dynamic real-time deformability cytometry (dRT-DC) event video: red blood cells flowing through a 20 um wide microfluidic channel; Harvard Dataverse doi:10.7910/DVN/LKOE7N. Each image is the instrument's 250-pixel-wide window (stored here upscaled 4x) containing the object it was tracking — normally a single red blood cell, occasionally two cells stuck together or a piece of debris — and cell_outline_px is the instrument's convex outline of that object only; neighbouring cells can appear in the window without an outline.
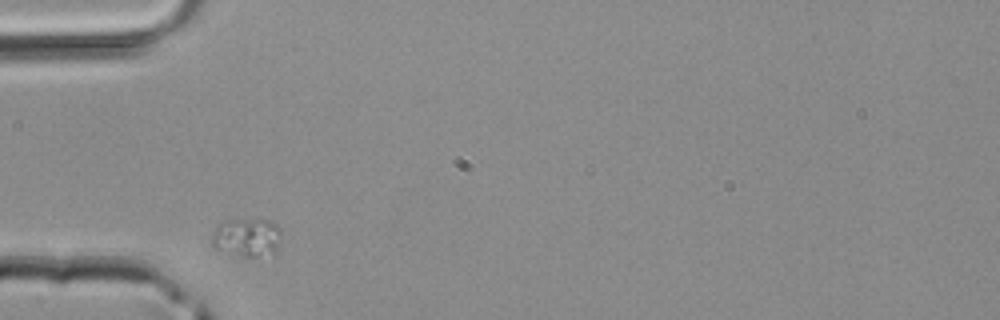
{"species": "common noctule bat (a hibernating species)", "species_latin": "Nyctalus noctula", "temperature_condition": "room temperature", "stored_images_in_passage": 2, "camera_frame_rate_fps": 3000, "um_per_image_px": 0.085, "animal": {"sex": "male", "body_mass_g": 20.4}, "frame": {"image": 1, "passage_image": 1, "time_ms": 0.0, "image_size_px": [1000, 320], "cell_outline_px": [[280, 240], [276, 252], [256, 256], [240, 256], [212, 248], [212, 232], [216, 228], [228, 220], [268, 220], [276, 224], [280, 228]], "centroid_in_image_um": [20.98, 20.19], "position_along_channel_um": 64.0, "area_um2": 15.37}}